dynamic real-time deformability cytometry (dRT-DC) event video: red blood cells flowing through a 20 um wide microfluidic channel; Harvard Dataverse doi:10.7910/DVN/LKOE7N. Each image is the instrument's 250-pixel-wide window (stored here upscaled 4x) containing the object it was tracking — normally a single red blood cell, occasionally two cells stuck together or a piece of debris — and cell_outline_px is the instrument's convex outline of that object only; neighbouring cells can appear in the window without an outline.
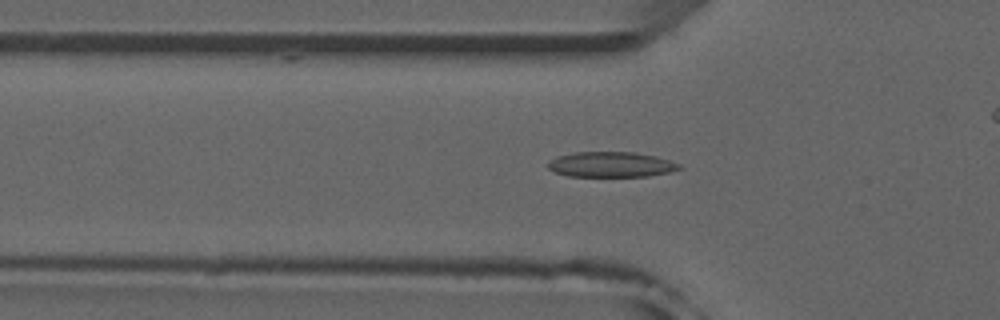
{"species": "common noctule bat (a hibernating species)", "species_latin": "Nyctalus noctula", "temperature_condition": "room temperature", "stored_images_in_passage": 52, "camera_frame_rate_fps": 3000, "um_per_image_px": 0.085, "animal": {"sex": "male", "forearm_length_mm": 52.5}, "frame": {"image": 1, "passage_image": 16, "time_ms": 5.0, "image_size_px": [1000, 320], "cell_outline_px": [[684, 168], [668, 172], [648, 176], [568, 176], [556, 172], [548, 168], [548, 164], [556, 156], [576, 152], [632, 152], [656, 156], [680, 164]], "centroid_in_image_um": [51.96, 13.98], "position_along_channel_um": 73.8, "area_um2": 19.19}}
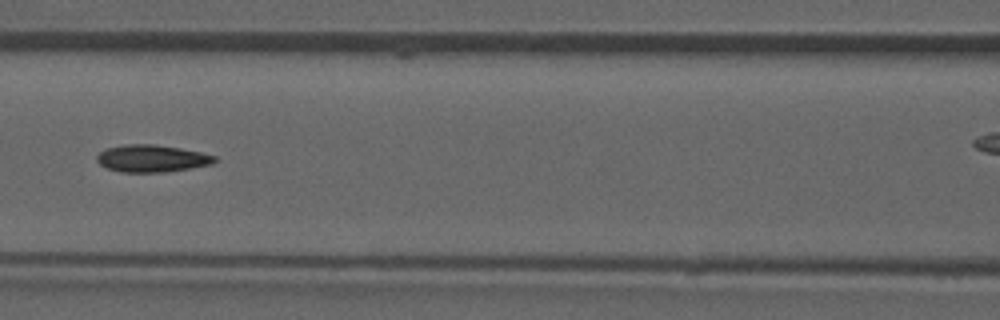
{"frame": {"image": 2, "passage_image": 22, "time_ms": 7.0, "image_size_px": [1000, 320], "cell_outline_px": [[216, 160], [212, 164], [164, 172], [120, 172], [108, 168], [100, 164], [96, 160], [96, 156], [100, 152], [108, 148], [124, 144], [152, 144], [180, 148], [200, 152], [216, 156]], "centroid_in_image_um": [12.88, 13.46], "position_along_channel_um": 153.7, "area_um2": 18.5}}
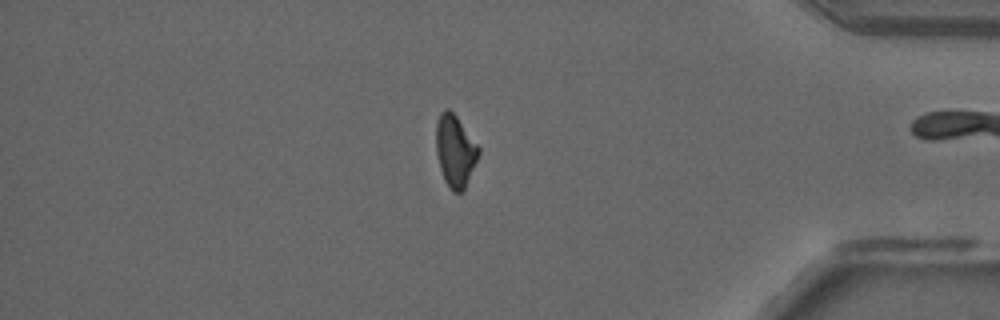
{"frame": {"image": 3, "passage_image": 43, "time_ms": 14.0, "image_size_px": [1000, 320], "cell_outline_px": [[480, 152], [464, 192], [452, 192], [444, 180], [440, 168], [436, 152], [436, 124], [440, 112], [444, 108], [448, 108], [456, 116], [480, 148]], "centroid_in_image_um": [38.68, 12.84], "position_along_channel_um": 396.5, "area_um2": 17.86}, "authors_computed_cell_mechanics": {"area_um2": 18.5249, "velocity_mm_per_s": 3.9432, "shape_relaxation_time_tau1_ms": 9.8814, "shape_relaxation_time_tau2_ms": 3.2335, "deformation_change_tau1": 0.2097, "deformation_change_tau2": 0.0877}}